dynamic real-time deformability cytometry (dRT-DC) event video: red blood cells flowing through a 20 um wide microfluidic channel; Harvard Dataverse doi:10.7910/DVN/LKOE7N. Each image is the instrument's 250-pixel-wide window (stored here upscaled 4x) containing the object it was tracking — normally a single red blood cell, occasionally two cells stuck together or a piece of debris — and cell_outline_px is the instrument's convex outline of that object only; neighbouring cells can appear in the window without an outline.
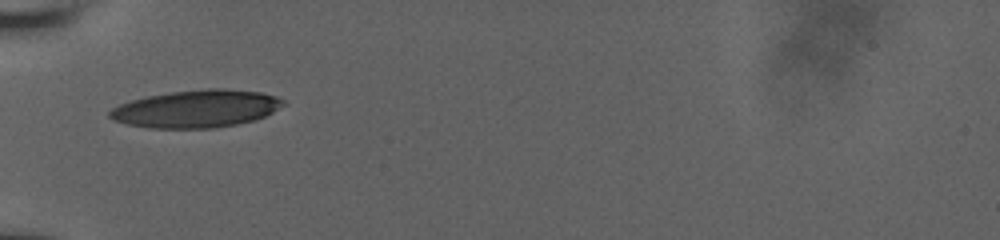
{"species": "human", "species_latin": "Homo sapiens", "temperature_condition": "room temperature", "stored_images_in_passage": 39, "camera_frame_rate_fps": 3000, "um_per_image_px": 0.085, "donor": {"sex": "male"}, "frame": {"image": 1, "passage_image": 1, "time_ms": 0.0, "image_size_px": [1000, 240], "cell_outline_px": [[288, 104], [264, 116], [252, 120], [236, 124], [212, 128], [148, 128], [128, 124], [112, 120], [108, 116], [108, 112], [112, 108], [120, 104], [132, 100], [148, 96], [172, 92], [208, 88], [224, 88], [260, 92], [276, 96], [284, 100]], "centroid_in_image_um": [16.7, 9.24], "position_along_channel_um": 68.3, "area_um2": 37.92}}
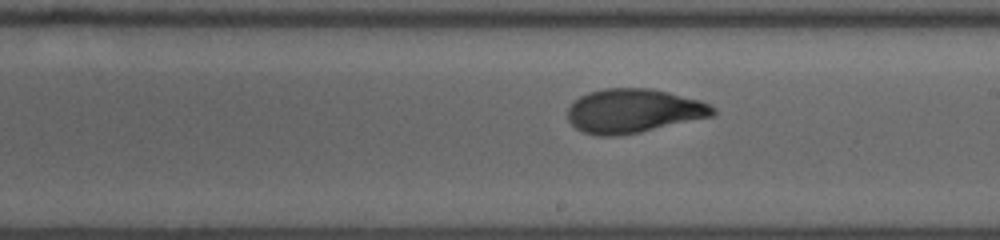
{"frame": {"image": 2, "passage_image": 21, "time_ms": 4.333, "image_size_px": [1000, 240], "cell_outline_px": [[716, 112], [712, 116], [640, 132], [608, 136], [600, 136], [584, 132], [576, 128], [568, 120], [568, 108], [580, 96], [588, 92], [604, 88], [652, 88], [700, 100], [716, 108]], "centroid_in_image_um": [53.85, 9.41], "position_along_channel_um": 235.2, "area_um2": 36.99}}
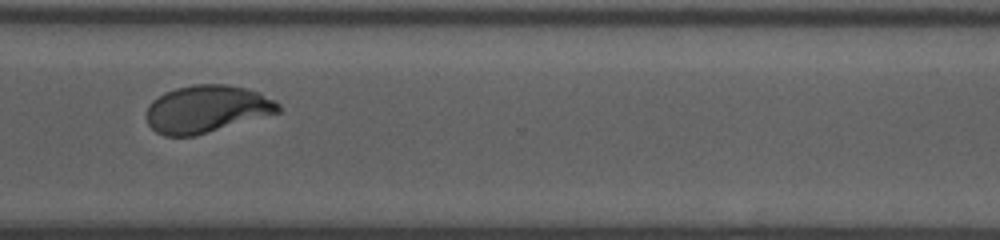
{"frame": {"image": 3, "passage_image": 38, "time_ms": 7.333, "image_size_px": [1000, 240], "cell_outline_px": [[280, 112], [196, 136], [164, 136], [156, 132], [148, 124], [144, 116], [148, 104], [152, 100], [164, 92], [176, 88], [192, 84], [228, 84], [260, 92], [280, 104]], "centroid_in_image_um": [17.53, 9.27], "position_along_channel_um": 353.1, "area_um2": 36.76}}